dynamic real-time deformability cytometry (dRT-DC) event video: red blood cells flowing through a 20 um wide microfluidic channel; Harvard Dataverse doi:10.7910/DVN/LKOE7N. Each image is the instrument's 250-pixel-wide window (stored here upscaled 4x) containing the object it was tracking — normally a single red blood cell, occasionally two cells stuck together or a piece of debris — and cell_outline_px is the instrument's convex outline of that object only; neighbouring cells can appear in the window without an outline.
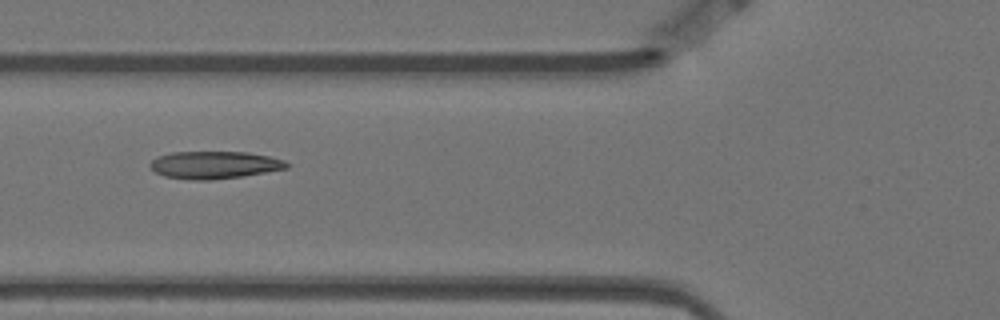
{"species": "Egyptian fruit bat (a non-hibernating species)", "species_latin": "Rousettus aegyptiacus", "temperature_condition": "warm", "stored_images_in_passage": 5, "camera_frame_rate_fps": 3000, "um_per_image_px": 0.085, "animal": {"sex": "female"}, "frame": {"image": 1, "passage_image": 3, "time_ms": 0.667, "image_size_px": [1000, 320], "cell_outline_px": [[288, 168], [240, 176], [212, 180], [192, 180], [164, 176], [156, 172], [148, 164], [156, 156], [172, 152], [248, 152], [268, 156], [284, 160], [288, 164]], "centroid_in_image_um": [18.18, 14.01], "position_along_channel_um": 107.6, "area_um2": 21.73}}
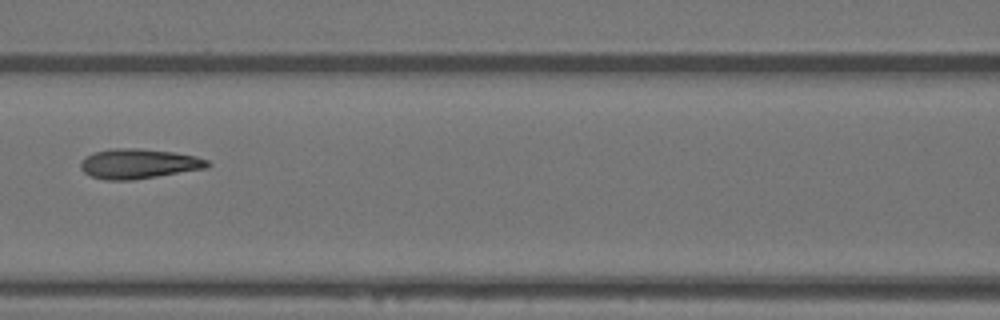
{"frame": {"image": 2, "passage_image": 4, "time_ms": 1.0, "image_size_px": [1000, 320], "cell_outline_px": [[212, 164], [208, 168], [132, 180], [104, 180], [92, 176], [84, 172], [80, 168], [80, 164], [92, 152], [112, 148], [140, 148], [172, 152], [196, 156], [208, 160]], "centroid_in_image_um": [11.81, 13.91], "position_along_channel_um": 154.8, "area_um2": 22.08}}
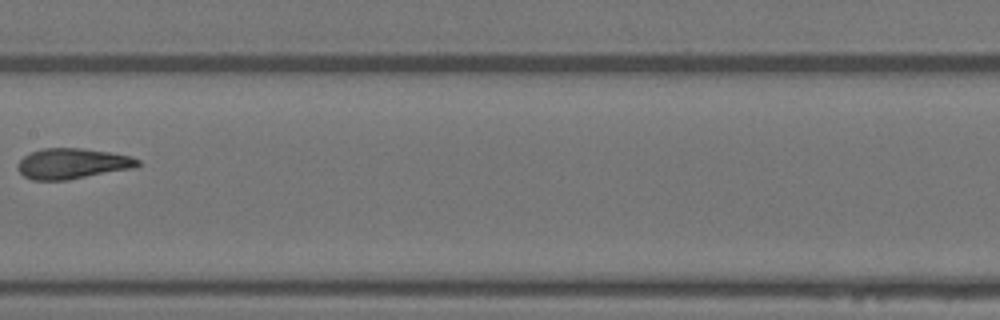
{"frame": {"image": 3, "passage_image": 5, "time_ms": 1.333, "image_size_px": [1000, 320], "cell_outline_px": [[140, 164], [136, 168], [68, 180], [32, 180], [24, 176], [20, 172], [16, 164], [24, 156], [32, 152], [44, 148], [80, 148], [108, 152], [128, 156], [140, 160]], "centroid_in_image_um": [6.15, 13.92], "position_along_channel_um": 201.2, "area_um2": 21.33}}